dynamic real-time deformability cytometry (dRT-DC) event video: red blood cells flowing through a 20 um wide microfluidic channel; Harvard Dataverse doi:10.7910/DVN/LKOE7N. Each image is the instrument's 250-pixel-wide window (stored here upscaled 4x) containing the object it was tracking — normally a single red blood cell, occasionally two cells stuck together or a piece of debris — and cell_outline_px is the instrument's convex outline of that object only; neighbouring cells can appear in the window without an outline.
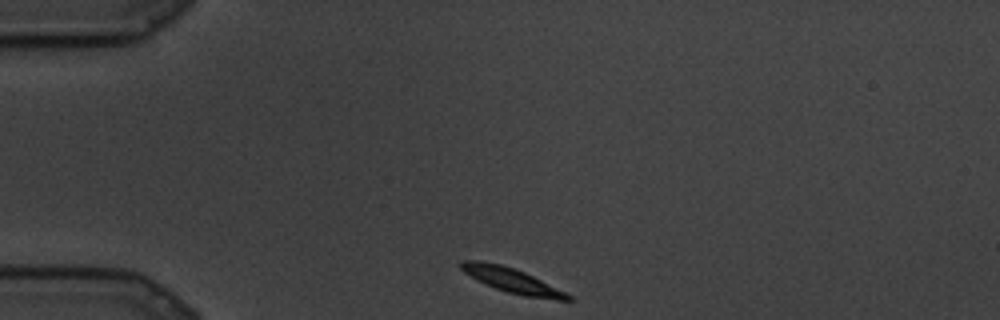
{"species": "common noctule bat (a hibernating species)", "species_latin": "Nyctalus noctula", "temperature_condition": "cold", "stored_images_in_passage": 70, "camera_frame_rate_fps": 3000, "um_per_image_px": 0.085, "animal": {"sex": "male", "body_mass_g": 19.5, "forearm_length_mm": 54.6}, "frame": {"image": 1, "passage_image": 1, "time_ms": 0.0, "image_size_px": [1000, 320], "cell_outline_px": [[572, 300], [556, 300], [524, 296], [508, 292], [496, 288], [464, 272], [460, 268], [460, 260], [480, 260], [500, 264], [516, 268], [572, 296]], "centroid_in_image_um": [43.5, 23.81], "position_along_channel_um": 41.5, "area_um2": 14.97}}
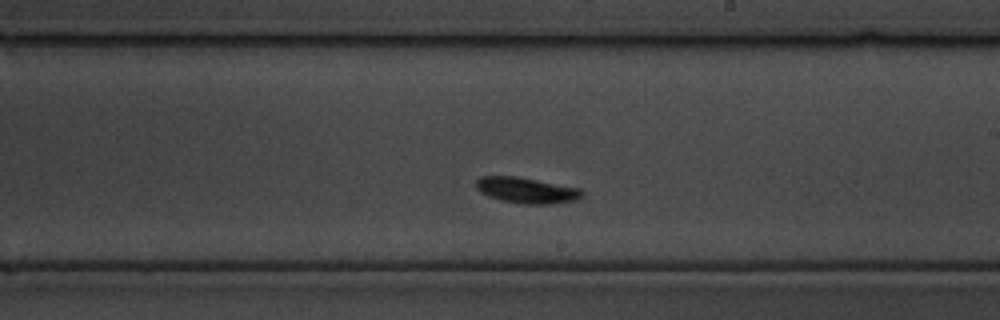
{"frame": {"image": 2, "passage_image": 33, "time_ms": 10.667, "image_size_px": [1000, 320], "cell_outline_px": [[584, 192], [576, 200], [552, 204], [524, 204], [500, 200], [488, 196], [480, 192], [476, 188], [476, 180], [480, 176], [516, 176], [580, 188]], "centroid_in_image_um": [44.73, 16.17], "position_along_channel_um": 244.3, "area_um2": 15.95}}
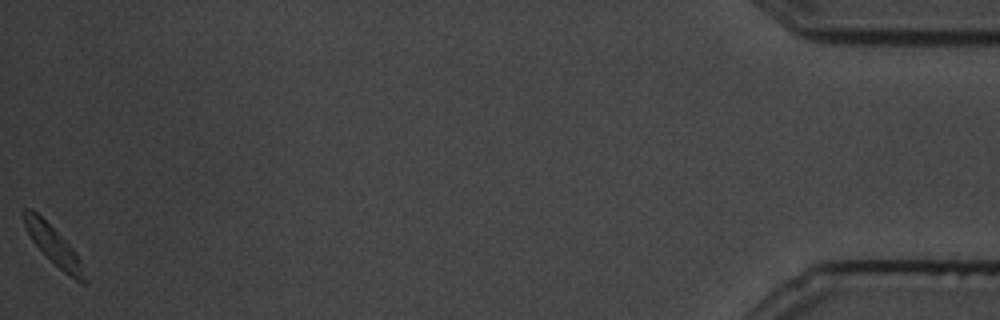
{"frame": {"image": 3, "passage_image": 70, "time_ms": 23.0, "image_size_px": [1000, 320], "cell_outline_px": [[88, 280], [84, 284], [76, 280], [64, 272], [32, 240], [24, 224], [20, 212], [24, 208], [32, 208], [76, 252]], "centroid_in_image_um": [4.53, 20.83], "position_along_channel_um": 430.7, "area_um2": 13.01}}